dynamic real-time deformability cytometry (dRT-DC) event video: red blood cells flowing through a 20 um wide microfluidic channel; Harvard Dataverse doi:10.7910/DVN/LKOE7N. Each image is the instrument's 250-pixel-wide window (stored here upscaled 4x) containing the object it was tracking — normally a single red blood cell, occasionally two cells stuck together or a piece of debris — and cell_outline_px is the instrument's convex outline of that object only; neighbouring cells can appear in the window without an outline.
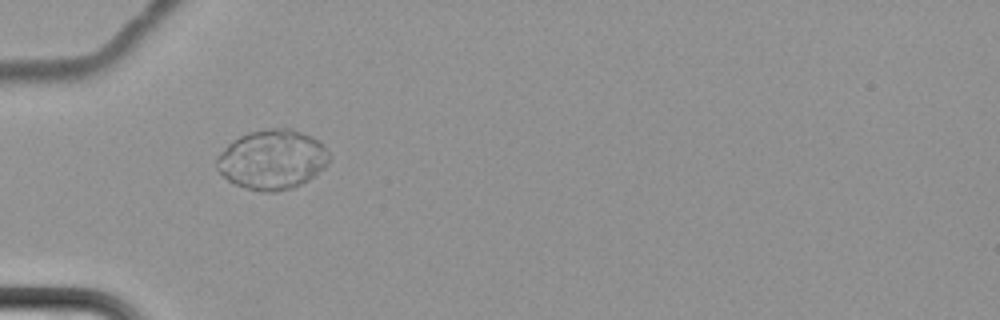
{"species": "common noctule bat (a hibernating species)", "species_latin": "Nyctalus noctula", "temperature_condition": "cold", "stored_images_in_passage": 7, "camera_frame_rate_fps": 3000, "um_per_image_px": 0.085, "animal": {"sex": "female", "body_mass_g": 22.7, "forearm_length_mm": 54.2}, "frame": {"image": 1, "passage_image": 6, "time_ms": 6.0, "image_size_px": [1000, 320], "cell_outline_px": [[328, 164], [324, 168], [308, 180], [292, 188], [276, 192], [260, 192], [236, 184], [228, 180], [216, 168], [216, 160], [224, 148], [228, 144], [240, 136], [248, 132], [268, 128], [288, 128], [312, 136], [328, 152]], "centroid_in_image_um": [23.12, 13.56], "position_along_channel_um": 61.9, "area_um2": 38.73}}